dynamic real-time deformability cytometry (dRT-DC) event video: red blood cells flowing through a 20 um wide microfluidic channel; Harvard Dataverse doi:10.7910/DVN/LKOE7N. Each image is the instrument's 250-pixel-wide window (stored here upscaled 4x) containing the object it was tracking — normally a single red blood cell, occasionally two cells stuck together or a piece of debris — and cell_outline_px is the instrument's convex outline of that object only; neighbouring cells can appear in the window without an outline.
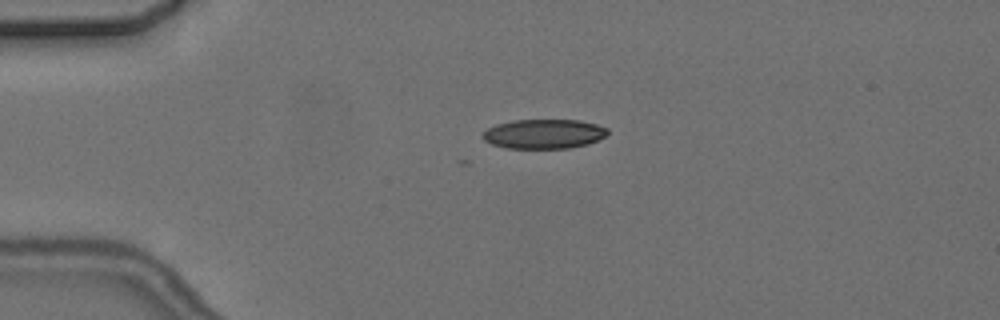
{"species": "common noctule bat (a hibernating species)", "species_latin": "Nyctalus noctula", "temperature_condition": "cold", "stored_images_in_passage": 2, "camera_frame_rate_fps": 3000, "um_per_image_px": 0.085, "animal": {"sex": "female", "body_mass_g": 24.6, "forearm_length_mm": 56.2}, "frame": {"image": 1, "passage_image": 1, "time_ms": 0.0, "image_size_px": [1000, 320], "cell_outline_px": [[608, 132], [604, 136], [588, 144], [568, 148], [504, 148], [492, 144], [484, 140], [480, 136], [488, 128], [496, 124], [512, 120], [580, 120], [596, 124], [608, 128]], "centroid_in_image_um": [46.2, 11.38], "position_along_channel_um": 38.8, "area_um2": 21.44}}